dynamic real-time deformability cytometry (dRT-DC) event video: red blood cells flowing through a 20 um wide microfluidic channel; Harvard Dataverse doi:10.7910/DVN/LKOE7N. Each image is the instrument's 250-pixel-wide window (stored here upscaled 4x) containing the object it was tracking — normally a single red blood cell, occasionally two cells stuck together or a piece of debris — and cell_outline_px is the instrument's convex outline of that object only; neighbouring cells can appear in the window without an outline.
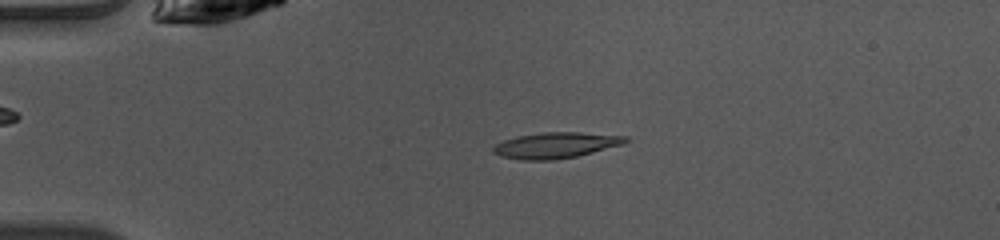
{"species": "common noctule bat (a hibernating species)", "species_latin": "Nyctalus noctula", "temperature_condition": "warm", "stored_images_in_passage": 41, "camera_frame_rate_fps": 3000, "um_per_image_px": 0.085, "animal": {"sex": "female", "body_mass_g": 10.0, "forearm_length_mm": 53.1}, "frame": {"image": 1, "passage_image": 3, "time_ms": 0.667, "image_size_px": [1000, 240], "cell_outline_px": [[628, 140], [624, 144], [576, 156], [552, 160], [520, 160], [500, 156], [492, 152], [492, 148], [496, 144], [504, 140], [516, 136], [544, 132], [580, 132], [628, 136]], "centroid_in_image_um": [47.22, 12.34], "position_along_channel_um": 37.8, "area_um2": 19.94}}
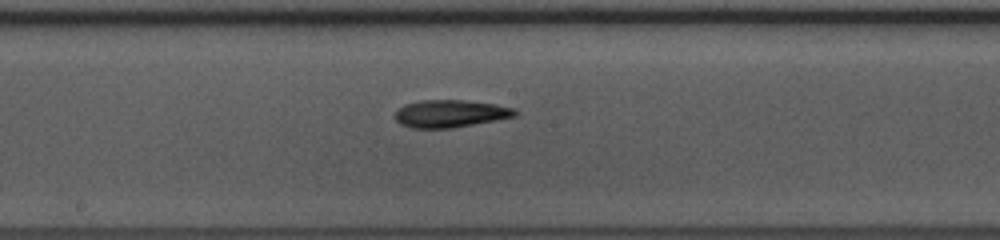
{"frame": {"image": 2, "passage_image": 18, "time_ms": 5.667, "image_size_px": [1000, 240], "cell_outline_px": [[520, 112], [516, 116], [496, 120], [452, 128], [412, 128], [400, 124], [396, 120], [396, 112], [404, 104], [420, 100], [464, 100], [496, 104], [512, 108]], "centroid_in_image_um": [38.29, 9.65], "position_along_channel_um": 209.9, "area_um2": 19.19}}
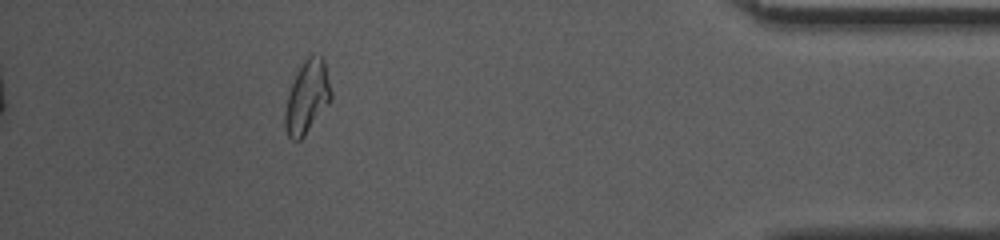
{"frame": {"image": 3, "passage_image": 36, "time_ms": 11.667, "image_size_px": [1000, 240], "cell_outline_px": [[332, 100], [304, 136], [300, 140], [292, 140], [288, 136], [284, 124], [284, 112], [288, 96], [292, 84], [304, 60], [312, 52], [320, 56], [324, 60], [332, 92]], "centroid_in_image_um": [26.12, 8.26], "position_along_channel_um": 409.1, "area_um2": 19.42}, "authors_computed_cell_mechanics": {"area_um2": 19.2474, "velocity_mm_per_s": 4.0641, "shape_relaxation_time_tau1_ms": 8.6685, "shape_relaxation_time_tau2_ms": 2.3562, "deformation_change_tau1": 0.2322, "deformation_change_tau2": 0.0986}}